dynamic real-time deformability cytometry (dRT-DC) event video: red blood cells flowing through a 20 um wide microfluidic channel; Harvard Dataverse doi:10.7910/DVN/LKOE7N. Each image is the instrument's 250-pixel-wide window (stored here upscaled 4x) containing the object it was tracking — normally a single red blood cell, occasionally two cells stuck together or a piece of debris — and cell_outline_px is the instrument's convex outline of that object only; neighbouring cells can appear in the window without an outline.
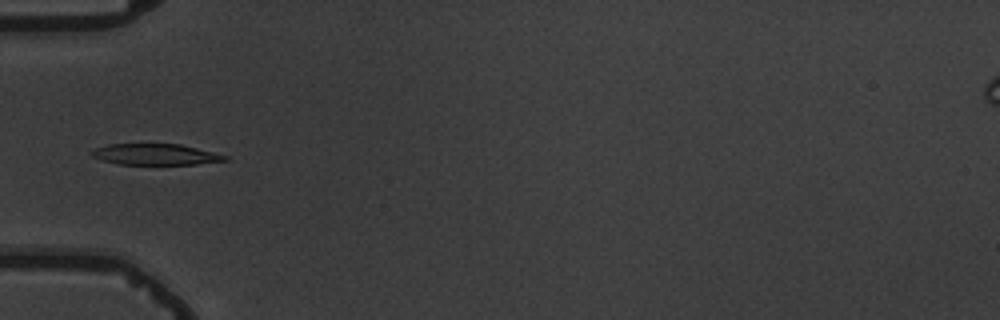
{"species": "common noctule bat (a hibernating species)", "species_latin": "Nyctalus noctula", "temperature_condition": "warm", "stored_images_in_passage": 8, "camera_frame_rate_fps": 3000, "um_per_image_px": 0.085, "animal": {"sex": "male", "body_mass_g": 19.5, "forearm_length_mm": 54.6}, "frame": {"image": 1, "passage_image": 5, "time_ms": 4.667, "image_size_px": [1000, 320], "cell_outline_px": [[228, 160], [196, 164], [120, 164], [104, 160], [92, 156], [92, 152], [96, 148], [108, 144], [180, 144], [228, 156]], "centroid_in_image_um": [13.24, 13.12], "position_along_channel_um": 71.8, "area_um2": 16.01}}
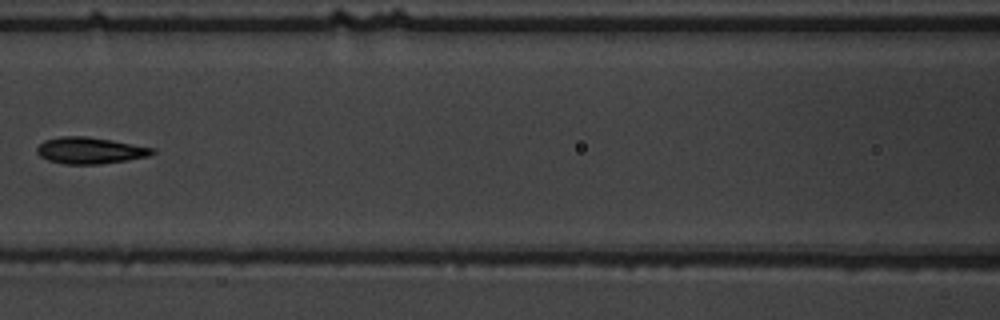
{"frame": {"image": 2, "passage_image": 7, "time_ms": 7.0, "image_size_px": [1000, 320], "cell_outline_px": [[156, 152], [148, 156], [128, 160], [100, 164], [64, 164], [48, 160], [40, 156], [36, 152], [36, 148], [44, 140], [60, 136], [88, 136], [112, 140], [156, 148]], "centroid_in_image_um": [7.66, 12.78], "position_along_channel_um": 158.9, "area_um2": 17.98}}
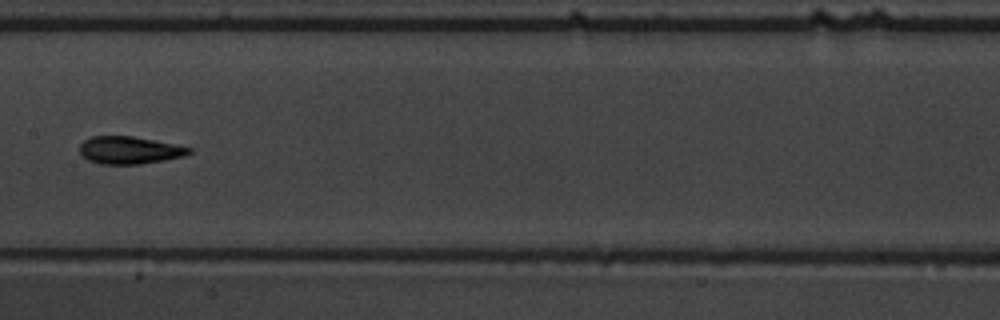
{"frame": {"image": 3, "passage_image": 8, "time_ms": 8.0, "image_size_px": [1000, 320], "cell_outline_px": [[192, 152], [184, 156], [164, 160], [140, 164], [100, 164], [88, 160], [80, 152], [80, 144], [84, 140], [92, 136], [132, 136], [192, 148]], "centroid_in_image_um": [10.98, 12.77], "position_along_channel_um": 196.4, "area_um2": 17.34}}